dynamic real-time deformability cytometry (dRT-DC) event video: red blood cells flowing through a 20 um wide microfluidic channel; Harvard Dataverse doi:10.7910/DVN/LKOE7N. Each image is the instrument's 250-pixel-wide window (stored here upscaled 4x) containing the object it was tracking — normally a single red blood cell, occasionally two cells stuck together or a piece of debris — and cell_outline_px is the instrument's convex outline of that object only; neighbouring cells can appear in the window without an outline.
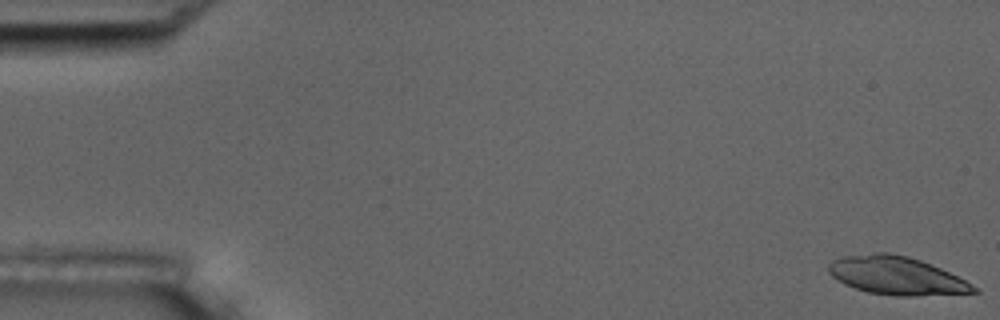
{"species": "common noctule bat (a hibernating species)", "species_latin": "Nyctalus noctula", "temperature_condition": "room temperature", "stored_images_in_passage": 56, "camera_frame_rate_fps": 3000, "um_per_image_px": 0.085, "animal": {"sex": "male", "body_mass_g": 17.5, "forearm_length_mm": 52.3}, "frame": {"image": 1, "passage_image": 1, "time_ms": 0.0, "image_size_px": [1000, 320], "cell_outline_px": [[980, 292], [916, 296], [896, 296], [868, 292], [844, 284], [836, 280], [828, 272], [828, 264], [832, 260], [844, 256], [872, 252], [888, 252], [908, 256], [920, 260], [940, 268], [980, 288]], "centroid_in_image_um": [76.18, 23.42], "position_along_channel_um": 8.8, "area_um2": 32.37}}
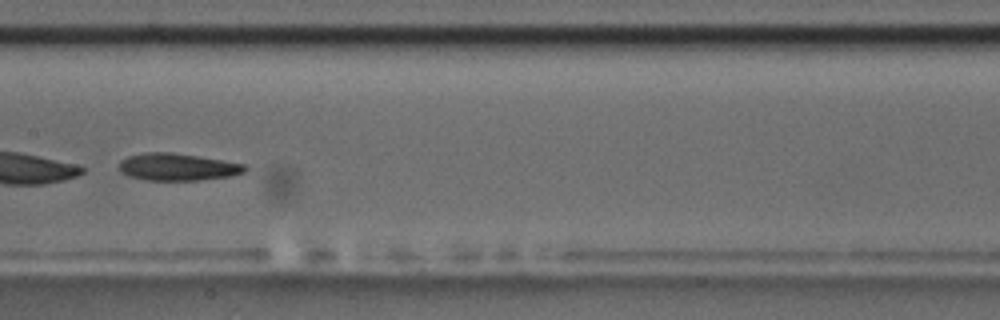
{"frame": {"image": 2, "passage_image": 29, "time_ms": 9.333, "image_size_px": [1000, 320], "cell_outline_px": [[248, 168], [244, 172], [232, 176], [200, 180], [148, 180], [128, 176], [120, 172], [120, 160], [128, 156], [144, 152], [172, 152], [200, 156], [244, 164]], "centroid_in_image_um": [15.09, 14.18], "position_along_channel_um": 192.3, "area_um2": 20.06}}